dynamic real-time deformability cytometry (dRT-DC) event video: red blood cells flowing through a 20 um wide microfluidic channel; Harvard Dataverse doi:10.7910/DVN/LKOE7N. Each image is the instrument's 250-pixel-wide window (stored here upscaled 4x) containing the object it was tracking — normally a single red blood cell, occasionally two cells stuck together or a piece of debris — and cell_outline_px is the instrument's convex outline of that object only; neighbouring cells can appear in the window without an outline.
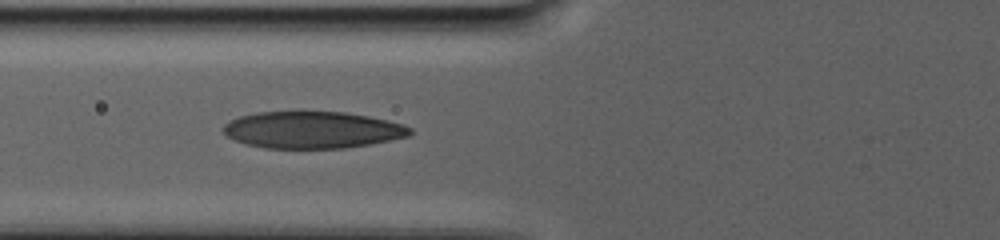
{"species": "human", "species_latin": "Homo sapiens", "temperature_condition": "warm", "stored_images_in_passage": 29, "camera_frame_rate_fps": 3000, "um_per_image_px": 0.085, "donor": {"sex": "male"}, "frame": {"image": 1, "passage_image": 3, "time_ms": 1.667, "image_size_px": [1000, 240], "cell_outline_px": [[412, 132], [408, 136], [368, 144], [344, 148], [264, 148], [244, 144], [228, 136], [220, 128], [228, 120], [240, 116], [256, 112], [296, 108], [300, 108], [344, 112], [368, 116], [388, 120], [404, 124], [412, 128]], "centroid_in_image_um": [26.48, 10.98], "position_along_channel_um": 99.3, "area_um2": 41.44}}
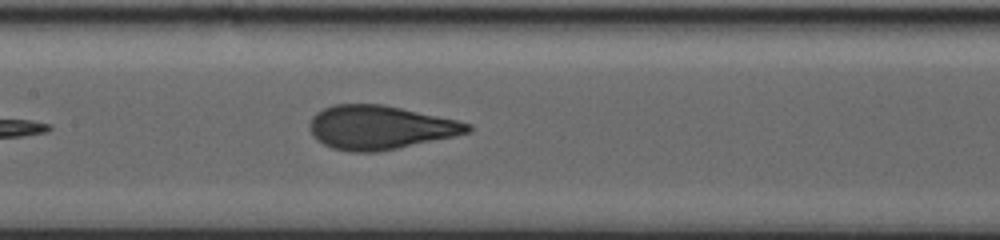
{"frame": {"image": 2, "passage_image": 8, "time_ms": 5.0, "image_size_px": [1000, 240], "cell_outline_px": [[472, 128], [468, 132], [452, 136], [396, 148], [376, 152], [352, 152], [332, 148], [316, 140], [312, 136], [308, 128], [308, 124], [312, 116], [316, 112], [332, 104], [384, 104], [456, 120], [472, 124]], "centroid_in_image_um": [32.22, 10.82], "position_along_channel_um": 175.2, "area_um2": 40.17}}
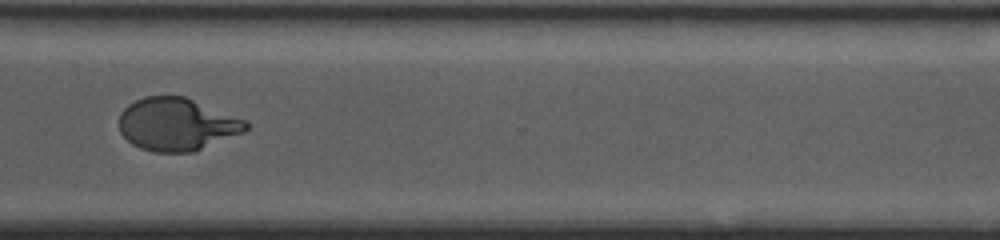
{"frame": {"image": 3, "passage_image": 19, "time_ms": 13.0, "image_size_px": [1000, 240], "cell_outline_px": [[248, 128], [244, 132], [192, 152], [156, 152], [140, 148], [132, 144], [120, 132], [120, 112], [128, 104], [144, 96], [184, 96], [248, 120]], "centroid_in_image_um": [15.04, 10.56], "position_along_channel_um": 355.6, "area_um2": 38.9}, "authors_computed_cell_mechanics": {"area_um2": 39.9398, "velocity_mm_per_s": 2.2625, "shape_relaxation_time_tau1_ms": 9.7886, "shape_relaxation_time_tau2_ms": null, "deformation_change_tau1": 0.2735, "deformation_change_tau2": null}}